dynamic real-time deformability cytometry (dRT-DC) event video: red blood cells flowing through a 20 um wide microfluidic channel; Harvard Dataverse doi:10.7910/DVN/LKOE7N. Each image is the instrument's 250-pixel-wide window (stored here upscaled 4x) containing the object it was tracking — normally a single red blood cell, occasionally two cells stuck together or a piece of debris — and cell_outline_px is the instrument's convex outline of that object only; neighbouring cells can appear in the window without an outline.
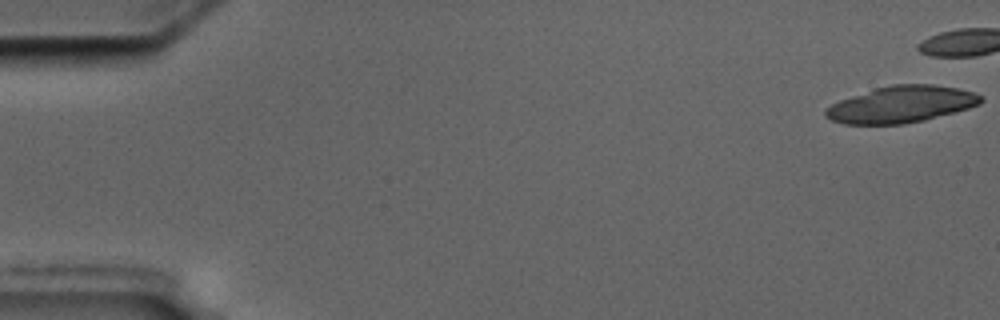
{"species": "common noctule bat (a hibernating species)", "species_latin": "Nyctalus noctula", "temperature_condition": "cold", "stored_images_in_passage": 13, "camera_frame_rate_fps": 3000, "um_per_image_px": 0.085, "animal": {"sex": "male", "body_mass_g": 17.5, "forearm_length_mm": 52.3}, "frame": {"image": 1, "passage_image": 1, "time_ms": 0.0, "image_size_px": [1000, 320], "cell_outline_px": [[984, 100], [980, 104], [968, 108], [924, 120], [904, 124], [844, 124], [832, 120], [824, 116], [824, 112], [832, 104], [840, 100], [876, 88], [892, 84], [932, 84], [956, 88], [972, 92], [980, 96]], "centroid_in_image_um": [76.6, 8.87], "position_along_channel_um": 8.4, "area_um2": 32.77}}